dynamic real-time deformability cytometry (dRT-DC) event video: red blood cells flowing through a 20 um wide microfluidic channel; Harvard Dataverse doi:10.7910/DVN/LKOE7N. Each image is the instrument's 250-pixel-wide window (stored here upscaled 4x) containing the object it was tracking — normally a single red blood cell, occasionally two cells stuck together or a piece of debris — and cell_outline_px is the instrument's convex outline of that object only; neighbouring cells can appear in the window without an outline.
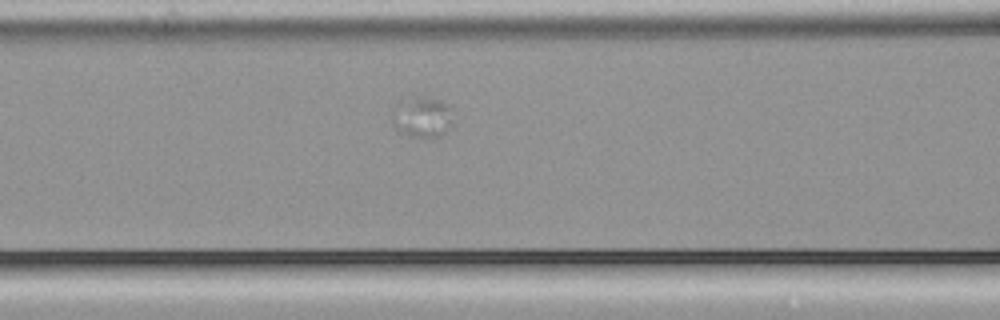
{"species": "common noctule bat (a hibernating species)", "species_latin": "Nyctalus noctula", "temperature_condition": "cold", "stored_images_in_passage": 14, "camera_frame_rate_fps": 3000, "um_per_image_px": 0.085, "animal": {"sex": "male", "body_mass_g": 21.5, "forearm_length_mm": 52.0}, "frame": {"image": 1, "passage_image": 11, "time_ms": 3.333, "image_size_px": [1000, 320], "cell_outline_px": [[452, 124], [440, 136], [412, 136], [400, 132], [396, 128], [392, 120], [392, 104], [416, 96], [420, 96], [440, 100], [448, 104], [452, 108]], "centroid_in_image_um": [35.87, 9.91], "position_along_channel_um": 130.7, "area_um2": 14.51}}